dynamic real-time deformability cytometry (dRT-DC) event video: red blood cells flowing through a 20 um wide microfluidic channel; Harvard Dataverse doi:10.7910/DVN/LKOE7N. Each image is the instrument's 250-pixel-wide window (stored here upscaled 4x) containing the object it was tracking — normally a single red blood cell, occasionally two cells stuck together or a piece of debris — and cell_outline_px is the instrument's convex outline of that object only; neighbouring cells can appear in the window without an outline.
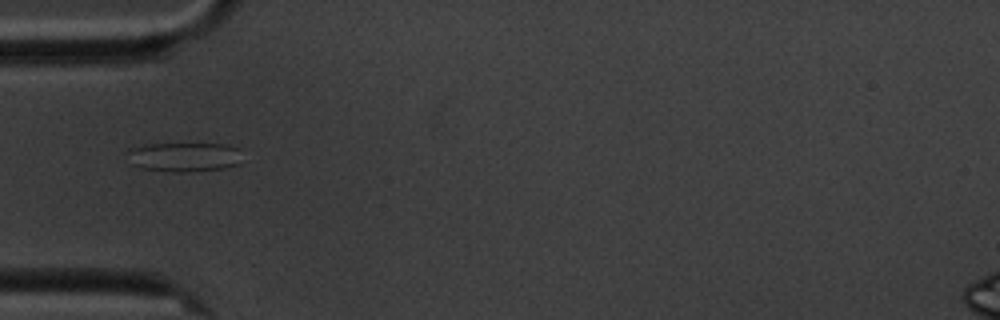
{"species": "common noctule bat (a hibernating species)", "species_latin": "Nyctalus noctula", "temperature_condition": "cold", "stored_images_in_passage": 6, "camera_frame_rate_fps": 3000, "um_per_image_px": 0.085, "animal": {"sex": "male", "body_mass_g": 20.1, "forearm_length_mm": 53.5}, "frame": {"image": 1, "passage_image": 1, "time_ms": 0.0, "image_size_px": [1000, 320], "cell_outline_px": [[240, 164], [224, 168], [188, 172], [172, 172], [140, 168], [128, 164], [128, 148], [144, 144], [224, 144], [240, 148]], "centroid_in_image_um": [15.61, 13.35], "position_along_channel_um": 69.4, "area_um2": 20.0}}
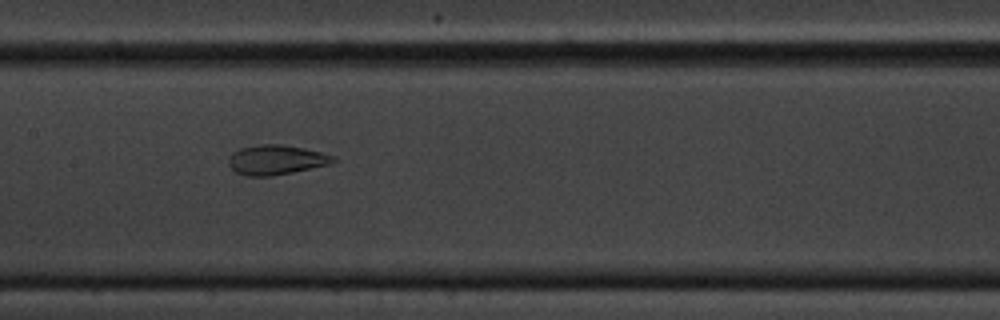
{"frame": {"image": 2, "passage_image": 4, "time_ms": 3.333, "image_size_px": [1000, 320], "cell_outline_px": [[336, 160], [332, 164], [272, 176], [244, 176], [236, 172], [228, 164], [228, 160], [232, 152], [240, 148], [260, 144], [280, 144], [304, 148], [336, 156]], "centroid_in_image_um": [23.47, 13.59], "position_along_channel_um": 183.9, "area_um2": 18.21}}
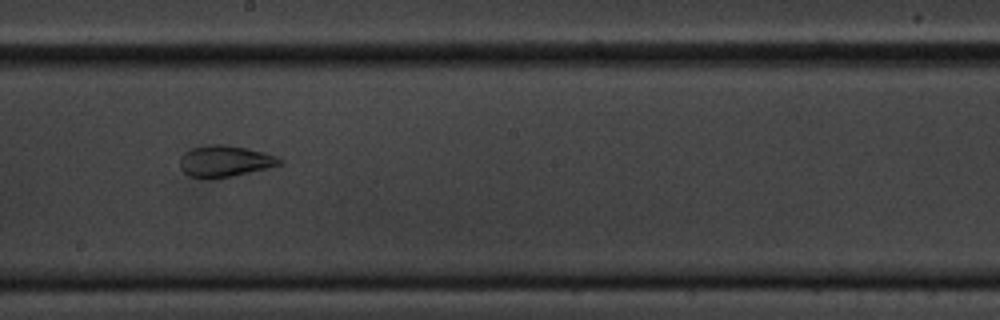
{"frame": {"image": 3, "passage_image": 5, "time_ms": 4.667, "image_size_px": [1000, 320], "cell_outline_px": [[284, 164], [268, 168], [232, 176], [212, 180], [208, 180], [188, 176], [180, 168], [180, 156], [188, 148], [204, 144], [228, 144], [248, 148], [264, 152], [276, 156], [284, 160]], "centroid_in_image_um": [19.09, 13.7], "position_along_channel_um": 229.1, "area_um2": 18.96}}